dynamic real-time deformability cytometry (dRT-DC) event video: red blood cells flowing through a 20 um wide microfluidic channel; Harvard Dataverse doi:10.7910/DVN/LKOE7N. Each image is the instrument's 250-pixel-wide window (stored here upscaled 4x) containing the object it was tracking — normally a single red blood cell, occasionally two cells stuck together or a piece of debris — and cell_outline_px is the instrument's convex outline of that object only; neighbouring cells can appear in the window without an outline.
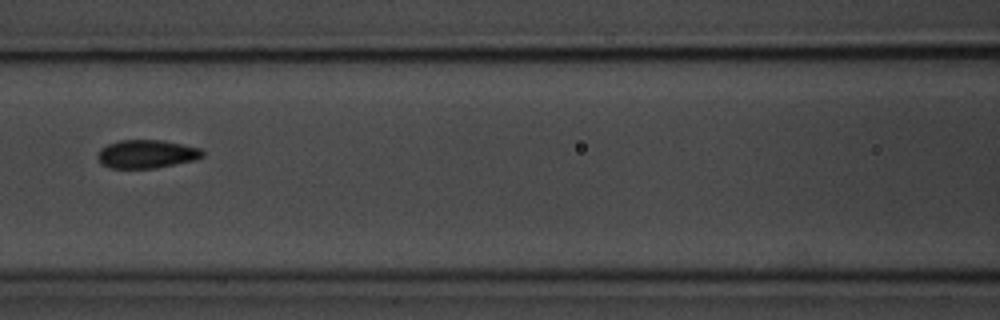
{"species": "common noctule bat (a hibernating species)", "species_latin": "Nyctalus noctula", "temperature_condition": "room temperature", "stored_images_in_passage": 4, "camera_frame_rate_fps": 3000, "um_per_image_px": 0.085, "animal": {"sex": "male", "body_mass_g": 20.1, "forearm_length_mm": 53.5}, "frame": {"image": 1, "passage_image": 4, "time_ms": 3.667, "image_size_px": [1000, 320], "cell_outline_px": [[204, 156], [196, 160], [156, 168], [108, 168], [100, 164], [96, 156], [100, 148], [108, 144], [120, 140], [164, 140], [200, 148], [204, 152]], "centroid_in_image_um": [12.45, 13.1], "position_along_channel_um": 154.2, "area_um2": 17.57}}